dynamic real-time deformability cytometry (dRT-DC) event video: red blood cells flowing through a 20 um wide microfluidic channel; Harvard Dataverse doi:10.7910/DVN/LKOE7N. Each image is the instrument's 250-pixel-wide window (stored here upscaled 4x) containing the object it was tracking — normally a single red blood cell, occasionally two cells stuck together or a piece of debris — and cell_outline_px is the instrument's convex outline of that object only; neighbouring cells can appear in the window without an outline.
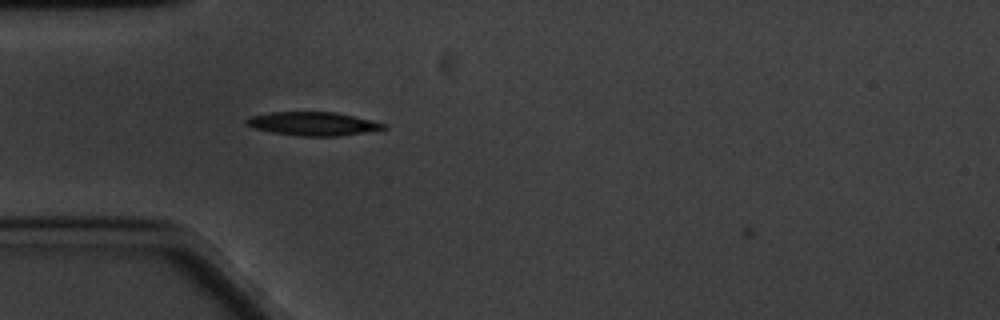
{"species": "common noctule bat (a hibernating species)", "species_latin": "Nyctalus noctula", "temperature_condition": "cold", "stored_images_in_passage": 3, "camera_frame_rate_fps": 3000, "um_per_image_px": 0.085, "animal": {"sex": "male", "body_mass_g": 20.1, "forearm_length_mm": 53.5}, "frame": {"image": 1, "passage_image": 2, "time_ms": 0.333, "image_size_px": [1000, 320], "cell_outline_px": [[388, 128], [340, 136], [300, 136], [272, 132], [256, 128], [244, 124], [244, 120], [252, 116], [268, 112], [336, 112], [384, 124]], "centroid_in_image_um": [26.55, 10.52], "position_along_channel_um": 58.5, "area_um2": 18.55}}